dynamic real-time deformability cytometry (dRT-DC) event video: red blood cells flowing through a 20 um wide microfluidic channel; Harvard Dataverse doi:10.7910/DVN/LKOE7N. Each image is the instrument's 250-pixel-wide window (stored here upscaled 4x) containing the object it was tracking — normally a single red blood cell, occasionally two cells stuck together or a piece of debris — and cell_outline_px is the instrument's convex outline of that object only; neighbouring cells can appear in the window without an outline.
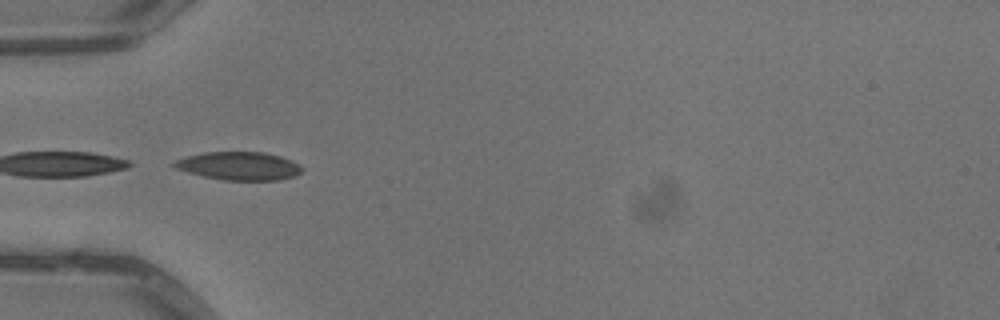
{"species": "common noctule bat (a hibernating species)", "species_latin": "Nyctalus noctula", "temperature_condition": "warm", "stored_images_in_passage": 7, "camera_frame_rate_fps": 3000, "um_per_image_px": 0.085, "animal": {"sex": "male", "body_mass_g": 13.3}, "frame": {"image": 1, "passage_image": 5, "time_ms": 1.333, "image_size_px": [1000, 320], "cell_outline_px": [[304, 168], [296, 176], [280, 180], [224, 180], [204, 176], [188, 172], [176, 168], [168, 164], [184, 156], [204, 152], [264, 152], [280, 156], [292, 160], [300, 164]], "centroid_in_image_um": [20.32, 14.1], "position_along_channel_um": 64.7, "area_um2": 21.21}}
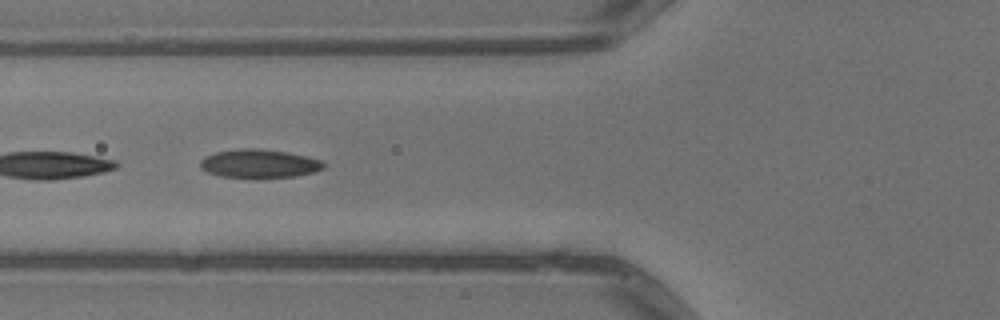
{"frame": {"image": 2, "passage_image": 6, "time_ms": 1.667, "image_size_px": [1000, 320], "cell_outline_px": [[324, 168], [316, 172], [296, 176], [252, 180], [220, 176], [208, 172], [200, 168], [200, 160], [204, 156], [216, 152], [240, 148], [256, 148], [288, 152], [308, 156], [320, 160], [324, 164]], "centroid_in_image_um": [22.02, 13.94], "position_along_channel_um": 103.8, "area_um2": 21.27}}
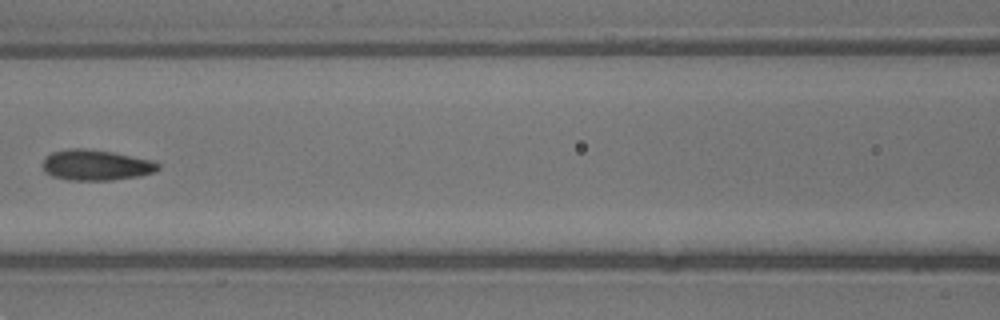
{"frame": {"image": 3, "passage_image": 7, "time_ms": 2.0, "image_size_px": [1000, 320], "cell_outline_px": [[160, 168], [156, 172], [140, 176], [112, 180], [68, 180], [52, 176], [44, 172], [44, 156], [52, 152], [68, 148], [84, 148], [112, 152], [156, 160], [160, 164]], "centroid_in_image_um": [8.2, 14.03], "position_along_channel_um": 158.4, "area_um2": 20.92}}